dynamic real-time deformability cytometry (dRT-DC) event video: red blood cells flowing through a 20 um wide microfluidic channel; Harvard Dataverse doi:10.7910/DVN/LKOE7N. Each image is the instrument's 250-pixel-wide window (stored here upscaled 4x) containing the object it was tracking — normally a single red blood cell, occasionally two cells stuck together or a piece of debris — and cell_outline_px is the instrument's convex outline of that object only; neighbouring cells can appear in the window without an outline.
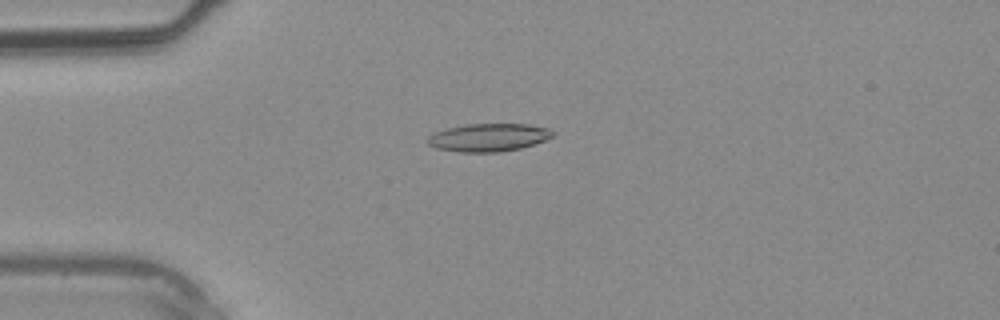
{"species": "common noctule bat (a hibernating species)", "species_latin": "Nyctalus noctula", "temperature_condition": "warm", "stored_images_in_passage": 3, "camera_frame_rate_fps": 3000, "um_per_image_px": 0.085, "animal": {"sex": "male", "body_mass_g": 20.4}, "frame": {"image": 1, "passage_image": 3, "time_ms": 3.0, "image_size_px": [1000, 320], "cell_outline_px": [[556, 132], [552, 136], [544, 140], [520, 148], [500, 152], [460, 152], [436, 148], [428, 144], [424, 140], [428, 136], [436, 132], [448, 128], [468, 124], [528, 124], [548, 128]], "centroid_in_image_um": [41.5, 11.68], "position_along_channel_um": 43.5, "area_um2": 20.29}}